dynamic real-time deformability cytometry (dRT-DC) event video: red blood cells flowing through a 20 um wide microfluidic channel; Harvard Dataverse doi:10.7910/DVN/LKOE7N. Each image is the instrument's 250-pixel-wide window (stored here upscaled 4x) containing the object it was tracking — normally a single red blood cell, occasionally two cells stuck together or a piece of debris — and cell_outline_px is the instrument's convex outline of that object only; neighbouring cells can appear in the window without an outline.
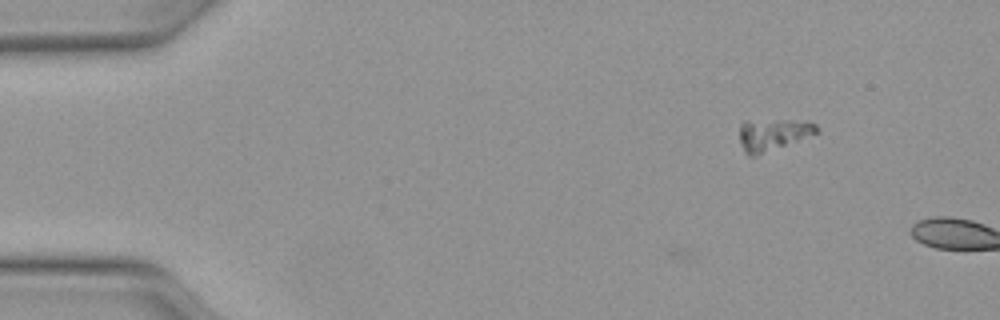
{"species": "Egyptian fruit bat (a non-hibernating species)", "species_latin": "Rousettus aegyptiacus", "temperature_condition": "warm", "stored_images_in_passage": 4, "camera_frame_rate_fps": 3000, "um_per_image_px": 0.085, "animal": {"sex": "female"}, "frame": {"image": 1, "passage_image": 4, "time_ms": 1.0, "image_size_px": [1000, 320], "cell_outline_px": [[820, 132], [756, 156], [748, 156], [744, 152], [740, 140], [740, 124], [744, 120], [808, 120], [816, 124], [820, 128]], "centroid_in_image_um": [65.72, 11.41], "position_along_channel_um": 19.3, "area_um2": 14.57}}